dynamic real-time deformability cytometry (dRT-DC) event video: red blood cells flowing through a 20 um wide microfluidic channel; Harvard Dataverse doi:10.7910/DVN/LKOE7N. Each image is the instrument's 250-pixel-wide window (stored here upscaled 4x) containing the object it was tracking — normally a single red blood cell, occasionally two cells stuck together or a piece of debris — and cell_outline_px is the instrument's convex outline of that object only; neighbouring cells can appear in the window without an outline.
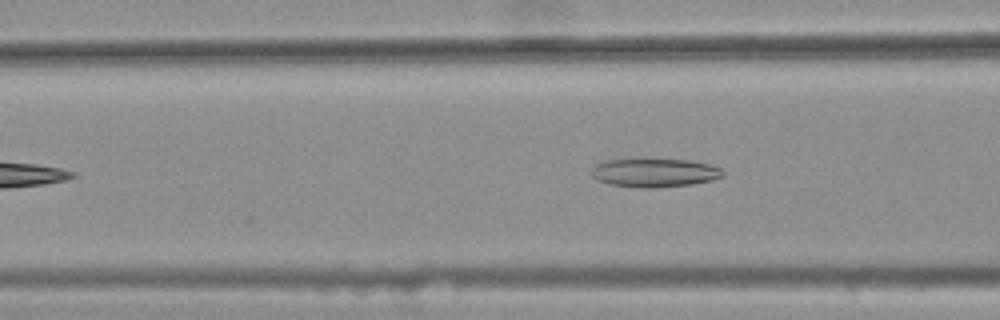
{"species": "common noctule bat (a hibernating species)", "species_latin": "Nyctalus noctula", "temperature_condition": "warm", "stored_images_in_passage": 13, "camera_frame_rate_fps": 3000, "um_per_image_px": 0.085, "animal": {"sex": "female", "body_mass_g": 25.1}, "frame": {"image": 1, "passage_image": 13, "time_ms": 4.0, "image_size_px": [1000, 320], "cell_outline_px": [[724, 176], [712, 180], [692, 184], [652, 188], [644, 188], [608, 184], [596, 180], [592, 176], [592, 168], [596, 164], [608, 160], [688, 160], [712, 164], [720, 168], [724, 172]], "centroid_in_image_um": [55.66, 14.69], "position_along_channel_um": 110.9, "area_um2": 21.73}}